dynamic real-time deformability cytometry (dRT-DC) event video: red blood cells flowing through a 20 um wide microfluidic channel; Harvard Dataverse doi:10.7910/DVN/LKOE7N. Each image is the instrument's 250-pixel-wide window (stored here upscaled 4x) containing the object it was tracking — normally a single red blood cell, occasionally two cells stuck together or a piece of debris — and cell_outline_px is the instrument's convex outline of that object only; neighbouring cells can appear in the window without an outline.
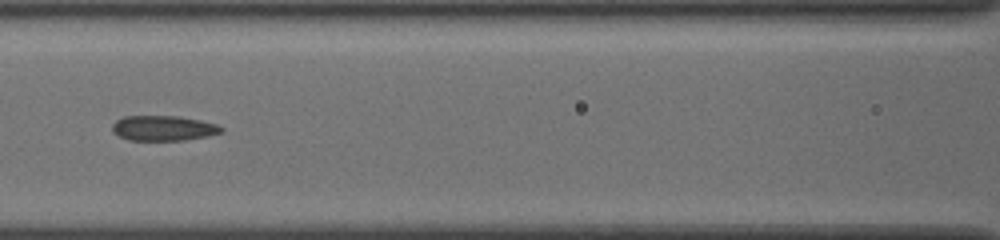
{"species": "common noctule bat (a hibernating species)", "species_latin": "Nyctalus noctula", "temperature_condition": "cold", "stored_images_in_passage": 45, "camera_frame_rate_fps": 3000, "um_per_image_px": 0.085, "animal": {"sex": "female", "body_mass_g": 19.5, "forearm_length_mm": 54.1}, "frame": {"image": 1, "passage_image": 18, "time_ms": 5.667, "image_size_px": [1000, 240], "cell_outline_px": [[224, 132], [208, 136], [184, 140], [128, 140], [112, 132], [112, 124], [116, 120], [124, 116], [176, 116], [200, 120], [216, 124], [224, 128]], "centroid_in_image_um": [13.89, 10.89], "position_along_channel_um": 152.7, "area_um2": 16.01}}
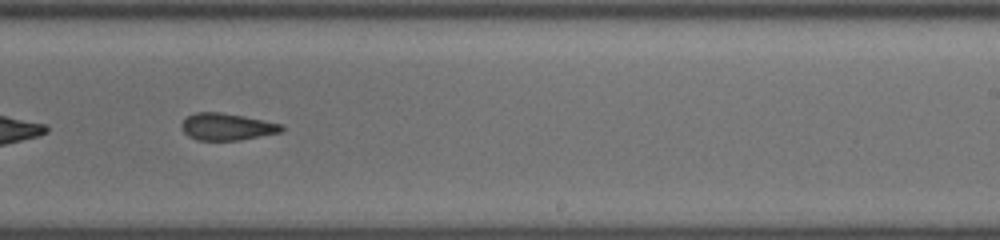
{"frame": {"image": 2, "passage_image": 27, "time_ms": 8.667, "image_size_px": [1000, 240], "cell_outline_px": [[284, 128], [280, 132], [240, 140], [196, 140], [188, 136], [184, 132], [180, 124], [188, 116], [196, 112], [220, 112], [244, 116], [284, 124]], "centroid_in_image_um": [19.29, 10.77], "position_along_channel_um": 269.7, "area_um2": 15.72}}
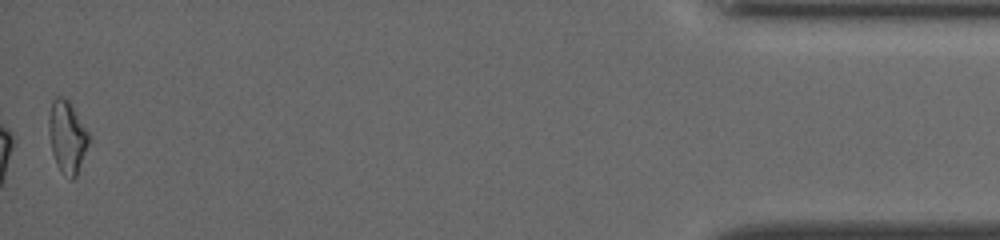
{"frame": {"image": 3, "passage_image": 45, "time_ms": 14.667, "image_size_px": [1000, 240], "cell_outline_px": [[92, 140], [76, 176], [72, 180], [68, 180], [56, 164], [52, 152], [48, 128], [48, 120], [52, 100], [56, 96], [60, 96], [68, 100], [92, 136]], "centroid_in_image_um": [5.74, 11.66], "position_along_channel_um": 429.5, "area_um2": 17.22}, "authors_computed_cell_mechanics": {"area_um2": 16.1262, "velocity_mm_per_s": 3.9138, "shape_relaxation_time_tau1_ms": null, "shape_relaxation_time_tau2_ms": 5.4309, "deformation_change_tau1": null, "deformation_change_tau2": 0.1377}}